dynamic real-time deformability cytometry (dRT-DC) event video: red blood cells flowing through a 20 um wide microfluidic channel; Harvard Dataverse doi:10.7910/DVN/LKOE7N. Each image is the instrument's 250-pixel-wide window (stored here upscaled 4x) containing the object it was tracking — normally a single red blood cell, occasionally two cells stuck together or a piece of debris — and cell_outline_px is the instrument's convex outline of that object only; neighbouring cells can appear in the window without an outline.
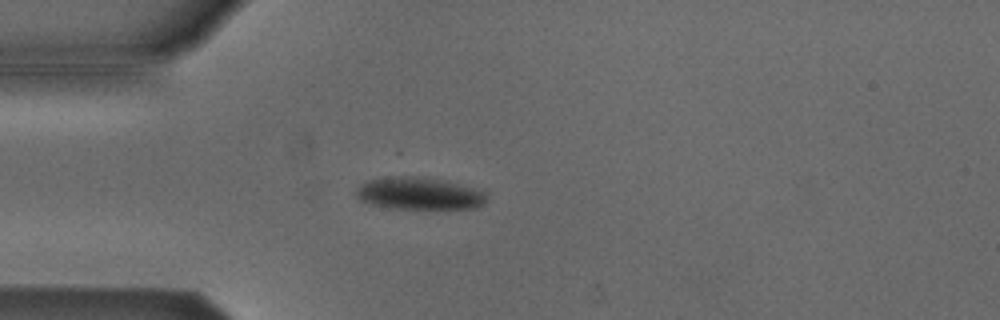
{"species": "Egyptian fruit bat (a non-hibernating species)", "species_latin": "Rousettus aegyptiacus", "temperature_condition": "cold", "stored_images_in_passage": 33, "camera_frame_rate_fps": 3000, "um_per_image_px": 0.085, "animal": {"sex": "male"}, "frame": {"image": 1, "passage_image": 1, "time_ms": 0.0, "image_size_px": [1000, 320], "cell_outline_px": [[488, 200], [484, 204], [476, 208], [392, 208], [372, 204], [360, 200], [356, 196], [356, 188], [360, 184], [368, 180], [436, 180], [456, 184], [472, 188], [484, 192], [488, 196]], "centroid_in_image_um": [35.68, 16.53], "position_along_channel_um": 49.3, "area_um2": 22.77}}
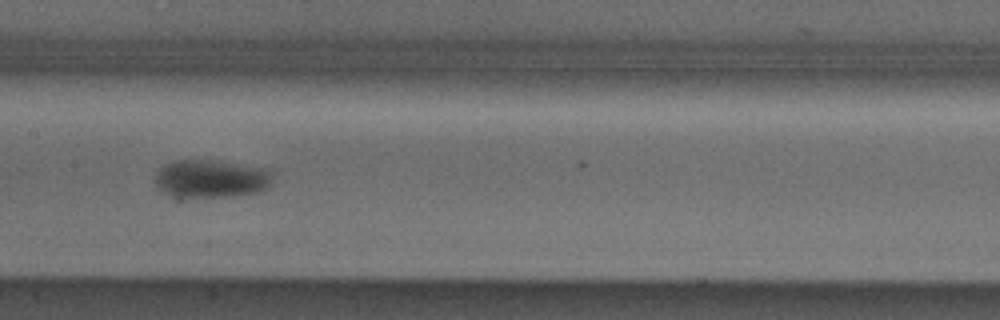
{"frame": {"image": 2, "passage_image": 13, "time_ms": 4.0, "image_size_px": [1000, 320], "cell_outline_px": [[276, 172], [272, 180], [264, 188], [256, 192], [232, 196], [172, 196], [164, 192], [156, 184], [156, 172], [164, 164], [180, 160], [212, 160], [272, 168]], "centroid_in_image_um": [18.01, 15.16], "position_along_channel_um": 189.4, "area_um2": 25.95}}
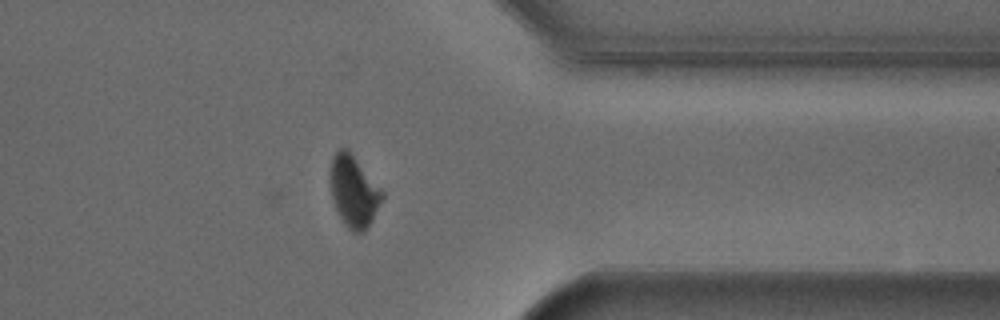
{"frame": {"image": 3, "passage_image": 29, "time_ms": 9.333, "image_size_px": [1000, 320], "cell_outline_px": [[384, 196], [372, 220], [364, 232], [352, 232], [344, 224], [336, 208], [332, 196], [332, 156], [340, 148], [348, 148], [384, 192]], "centroid_in_image_um": [30.1, 16.27], "position_along_channel_um": 381.3, "area_um2": 21.15}, "authors_computed_cell_mechanics": {"area_um2": 24.9696, "velocity_mm_per_s": 3.8096, "shape_relaxation_time_tau1_ms": 6.2147, "shape_relaxation_time_tau2_ms": null, "deformation_change_tau1": 0.1495, "deformation_change_tau2": null}}